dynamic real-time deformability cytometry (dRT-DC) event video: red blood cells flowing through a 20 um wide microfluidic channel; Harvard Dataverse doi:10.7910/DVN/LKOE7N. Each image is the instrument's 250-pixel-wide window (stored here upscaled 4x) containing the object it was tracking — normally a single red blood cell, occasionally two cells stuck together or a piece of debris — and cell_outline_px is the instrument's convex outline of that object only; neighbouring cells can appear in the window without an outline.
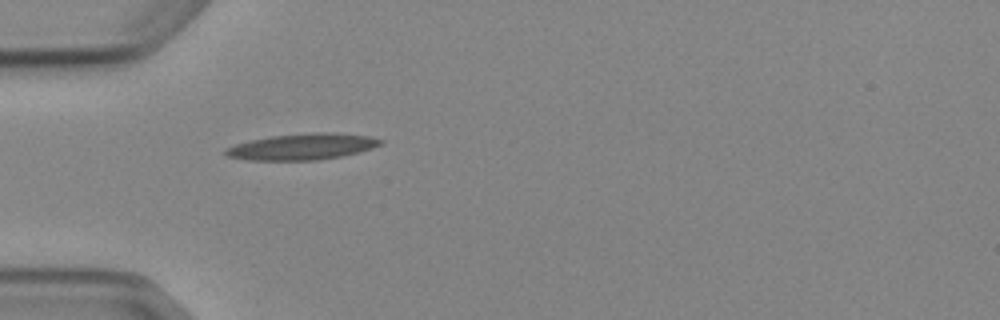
{"species": "Egyptian fruit bat (a non-hibernating species)", "species_latin": "Rousettus aegyptiacus", "temperature_condition": "cold", "stored_images_in_passage": 1, "camera_frame_rate_fps": 3000, "um_per_image_px": 0.085, "animal": {"sex": "female"}, "frame": {"image": 1, "passage_image": 1, "time_ms": 0.0, "image_size_px": [1000, 320], "cell_outline_px": [[384, 140], [380, 144], [372, 148], [360, 152], [340, 156], [316, 160], [248, 160], [224, 156], [224, 148], [236, 144], [252, 140], [272, 136], [312, 132], [332, 132], [368, 136]], "centroid_in_image_um": [25.67, 12.47], "position_along_channel_um": 59.3, "area_um2": 23.58}}